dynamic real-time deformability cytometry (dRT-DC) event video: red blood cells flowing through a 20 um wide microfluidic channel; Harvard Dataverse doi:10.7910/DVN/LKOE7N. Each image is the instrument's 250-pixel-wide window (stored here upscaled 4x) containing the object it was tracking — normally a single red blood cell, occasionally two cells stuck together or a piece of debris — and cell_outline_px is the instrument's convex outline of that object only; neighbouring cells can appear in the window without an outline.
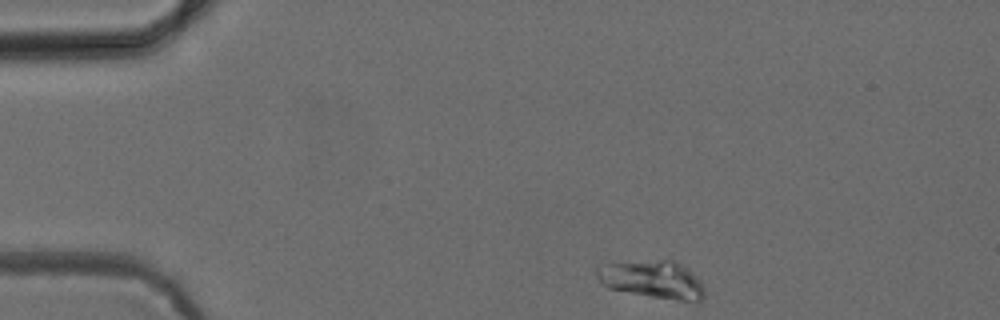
{"species": "common noctule bat (a hibernating species)", "species_latin": "Nyctalus noctula", "temperature_condition": "cold", "stored_images_in_passage": 6, "camera_frame_rate_fps": 3000, "um_per_image_px": 0.085, "animal": {"sex": "female", "body_mass_g": 24.6, "forearm_length_mm": 56.2}, "frame": {"image": 1, "passage_image": 1, "time_ms": 0.0, "image_size_px": [1000, 320], "cell_outline_px": [[704, 296], [696, 304], [608, 288], [596, 276], [596, 264], [660, 260], [672, 260], [692, 272], [700, 280], [704, 288]], "centroid_in_image_um": [55.49, 23.77], "position_along_channel_um": 29.5, "area_um2": 23.7}}
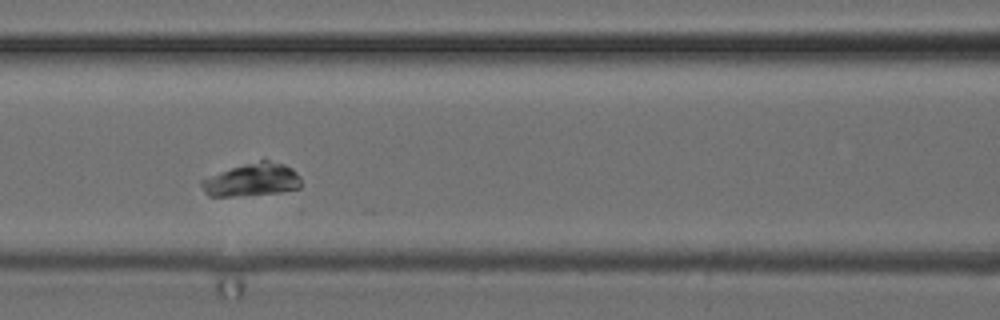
{"frame": {"image": 2, "passage_image": 5, "time_ms": 4.667, "image_size_px": [1000, 320], "cell_outline_px": [[300, 188], [280, 192], [232, 196], [208, 196], [204, 192], [200, 184], [200, 180], [264, 156], [284, 164], [292, 168], [300, 176]], "centroid_in_image_um": [21.45, 15.24], "position_along_channel_um": 145.1, "area_um2": 19.42}}
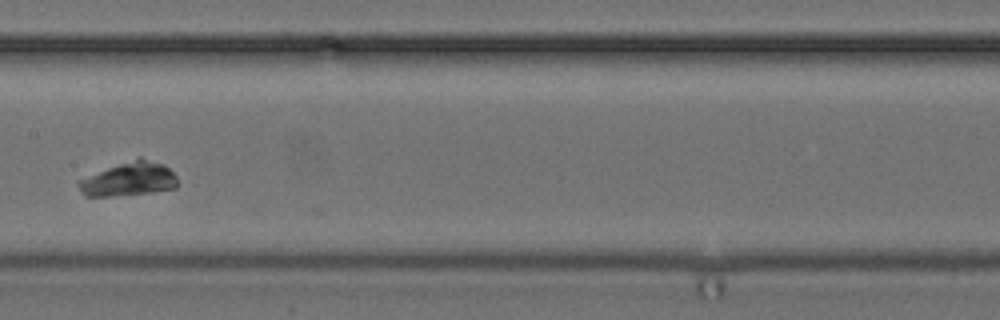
{"frame": {"image": 3, "passage_image": 6, "time_ms": 6.0, "image_size_px": [1000, 320], "cell_outline_px": [[176, 188], [152, 192], [108, 196], [84, 196], [80, 192], [76, 184], [76, 180], [140, 156], [164, 164], [176, 176]], "centroid_in_image_um": [10.93, 15.22], "position_along_channel_um": 196.5, "area_um2": 19.48}}